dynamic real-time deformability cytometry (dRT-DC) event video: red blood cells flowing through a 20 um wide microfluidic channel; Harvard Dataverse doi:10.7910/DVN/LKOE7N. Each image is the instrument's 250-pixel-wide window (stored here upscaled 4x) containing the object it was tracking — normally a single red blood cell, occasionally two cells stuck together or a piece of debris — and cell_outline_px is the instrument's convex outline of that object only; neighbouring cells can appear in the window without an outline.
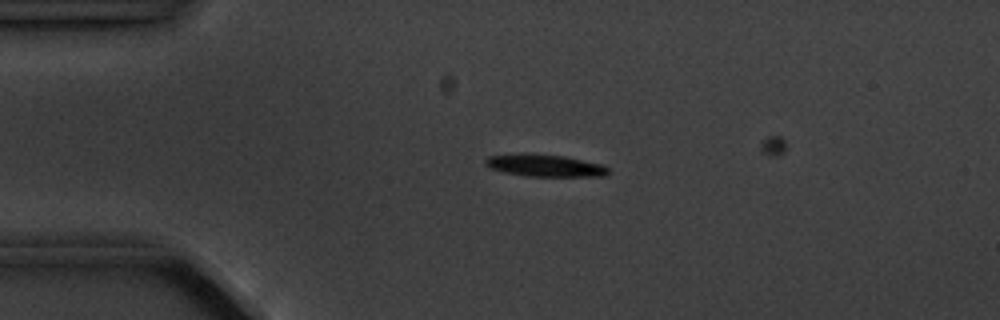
{"species": "common noctule bat (a hibernating species)", "species_latin": "Nyctalus noctula", "temperature_condition": "cold", "stored_images_in_passage": 5, "camera_frame_rate_fps": 3000, "um_per_image_px": 0.085, "animal": {"sex": "male", "body_mass_g": 20.1, "forearm_length_mm": 53.5}, "frame": {"image": 1, "passage_image": 4, "time_ms": 3.333, "image_size_px": [1000, 320], "cell_outline_px": [[608, 172], [604, 176], [524, 176], [504, 172], [488, 168], [484, 164], [484, 160], [488, 156], [520, 152], [524, 152], [564, 156], [604, 164], [608, 168]], "centroid_in_image_um": [46.25, 14.05], "position_along_channel_um": 38.8, "area_um2": 16.24}}